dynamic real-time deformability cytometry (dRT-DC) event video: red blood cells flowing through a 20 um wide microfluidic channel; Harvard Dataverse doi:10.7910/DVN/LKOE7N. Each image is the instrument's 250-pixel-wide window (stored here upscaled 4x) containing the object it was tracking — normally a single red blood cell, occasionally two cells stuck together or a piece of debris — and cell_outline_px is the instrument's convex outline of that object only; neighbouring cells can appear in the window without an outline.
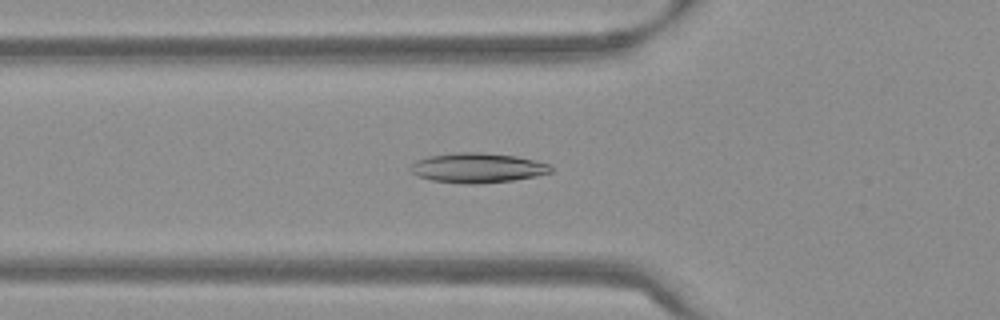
{"species": "Egyptian fruit bat (a non-hibernating species)", "species_latin": "Rousettus aegyptiacus", "temperature_condition": "warm", "stored_images_in_passage": 38, "camera_frame_rate_fps": 3000, "um_per_image_px": 0.085, "frame": {"image": 1, "passage_image": 8, "time_ms": 2.333, "image_size_px": [1000, 320], "cell_outline_px": [[552, 172], [536, 176], [512, 180], [472, 184], [464, 184], [432, 180], [420, 176], [412, 172], [408, 168], [416, 160], [428, 156], [456, 152], [480, 152], [516, 156], [552, 164]], "centroid_in_image_um": [40.6, 14.26], "position_along_channel_um": 85.2, "area_um2": 24.33}}
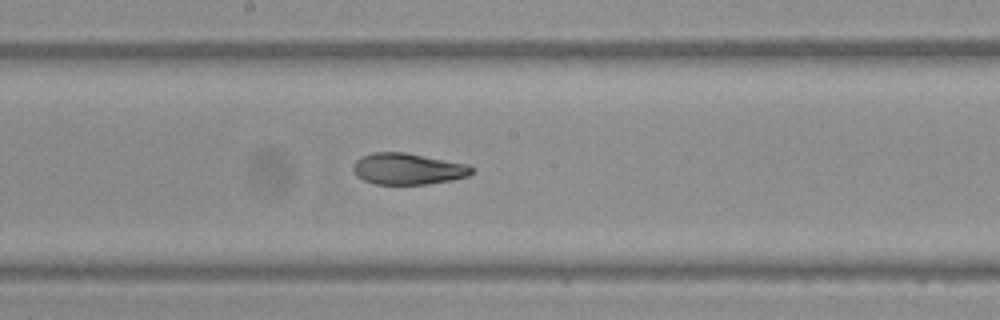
{"frame": {"image": 2, "passage_image": 18, "time_ms": 5.667, "image_size_px": [1000, 320], "cell_outline_px": [[476, 168], [468, 176], [452, 180], [428, 184], [376, 184], [364, 180], [356, 176], [352, 168], [352, 164], [360, 156], [372, 152], [404, 152], [468, 164]], "centroid_in_image_um": [34.65, 14.35], "position_along_channel_um": 213.5, "area_um2": 21.85}}
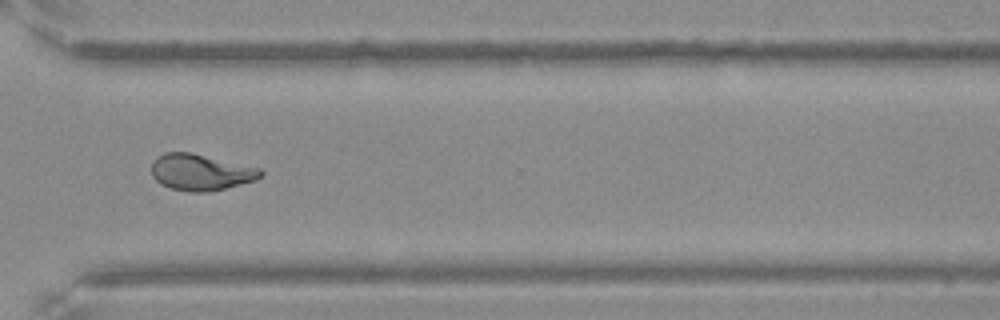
{"frame": {"image": 3, "passage_image": 29, "time_ms": 9.333, "image_size_px": [1000, 320], "cell_outline_px": [[264, 172], [256, 180], [224, 188], [204, 192], [188, 192], [172, 188], [160, 184], [152, 176], [152, 160], [156, 156], [164, 152], [192, 152], [260, 168]], "centroid_in_image_um": [17.03, 14.62], "position_along_channel_um": 353.6, "area_um2": 23.12}, "authors_computed_cell_mechanics": {"area_um2": 22.3397, "velocity_mm_per_s": 3.8229, "shape_relaxation_time_tau1_ms": 8.9633, "shape_relaxation_time_tau2_ms": 3.4927, "deformation_change_tau1": 0.2333, "deformation_change_tau2": 0.0607}}